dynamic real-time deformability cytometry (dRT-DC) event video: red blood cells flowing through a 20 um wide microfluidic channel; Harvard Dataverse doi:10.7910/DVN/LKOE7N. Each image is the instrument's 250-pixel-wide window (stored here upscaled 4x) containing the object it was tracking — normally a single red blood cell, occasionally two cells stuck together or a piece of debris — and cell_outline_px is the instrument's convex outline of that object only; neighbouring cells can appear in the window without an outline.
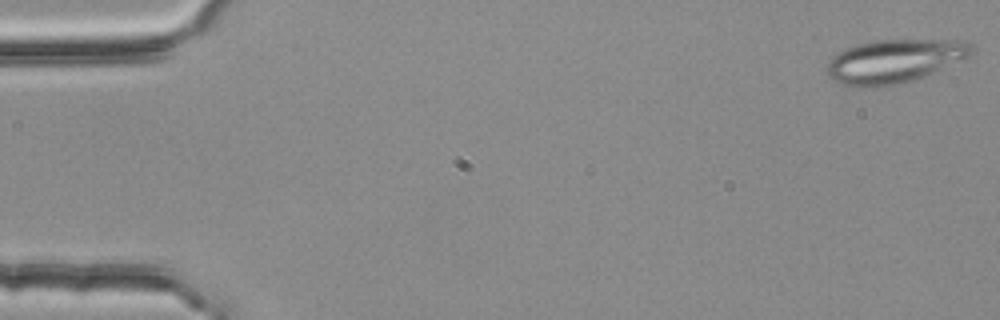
{"species": "common noctule bat (a hibernating species)", "species_latin": "Nyctalus noctula", "temperature_condition": "room temperature", "stored_images_in_passage": 12, "camera_frame_rate_fps": 3000, "um_per_image_px": 0.085, "animal": {"sex": "female", "body_mass_g": 25.1}, "frame": {"image": 1, "passage_image": 1, "time_ms": 0.0, "image_size_px": [1000, 320], "cell_outline_px": [[976, 48], [972, 56], [924, 76], [904, 84], [884, 88], [856, 88], [840, 84], [832, 80], [828, 76], [824, 68], [828, 60], [832, 56], [844, 48], [876, 40], [964, 40], [972, 44]], "centroid_in_image_um": [75.99, 5.23], "position_along_channel_um": 9.0, "area_um2": 37.8}}